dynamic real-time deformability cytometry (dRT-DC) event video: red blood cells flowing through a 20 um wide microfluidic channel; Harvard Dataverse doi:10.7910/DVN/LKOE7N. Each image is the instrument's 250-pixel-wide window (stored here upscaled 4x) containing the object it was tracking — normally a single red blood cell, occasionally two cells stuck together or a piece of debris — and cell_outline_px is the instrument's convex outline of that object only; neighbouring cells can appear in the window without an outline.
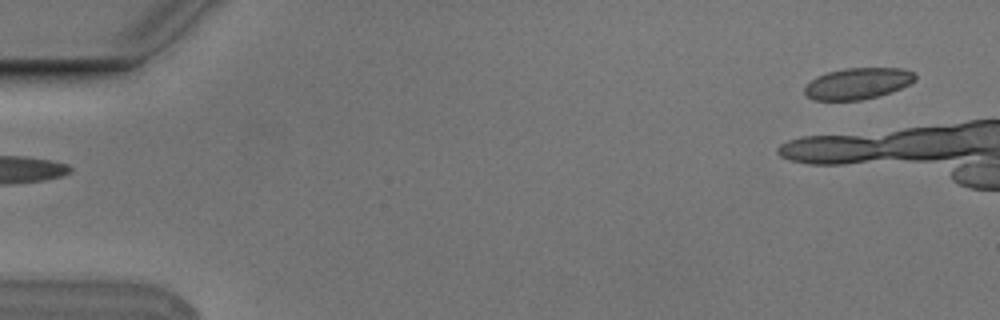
{"species": "Egyptian fruit bat (a non-hibernating species)", "species_latin": "Rousettus aegyptiacus", "temperature_condition": "cold", "stored_images_in_passage": 2, "camera_frame_rate_fps": 3000, "um_per_image_px": 0.085, "animal": {"sex": "male"}, "frame": {"image": 1, "passage_image": 1, "time_ms": 0.0, "image_size_px": [1000, 320], "cell_outline_px": [[916, 80], [892, 92], [860, 100], [816, 100], [808, 96], [804, 92], [804, 88], [816, 76], [828, 72], [844, 68], [900, 68], [912, 72], [916, 76]], "centroid_in_image_um": [72.91, 7.09], "position_along_channel_um": 12.1, "area_um2": 19.94}}